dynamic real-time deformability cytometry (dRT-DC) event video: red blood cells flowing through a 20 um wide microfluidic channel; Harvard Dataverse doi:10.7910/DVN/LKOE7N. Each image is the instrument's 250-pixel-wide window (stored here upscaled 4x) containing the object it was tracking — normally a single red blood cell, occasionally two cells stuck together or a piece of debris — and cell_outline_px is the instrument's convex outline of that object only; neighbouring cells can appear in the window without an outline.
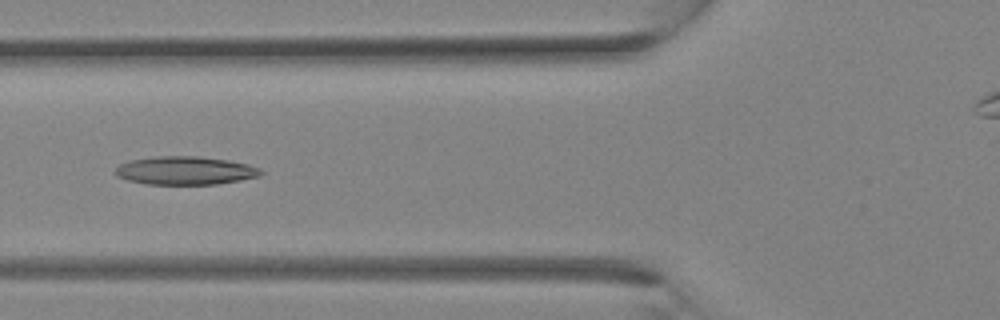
{"species": "Egyptian fruit bat (a non-hibernating species)", "species_latin": "Rousettus aegyptiacus", "temperature_condition": "room temperature", "stored_images_in_passage": 35, "camera_frame_rate_fps": 3000, "um_per_image_px": 0.085, "animal": {"sex": "female"}, "frame": {"image": 1, "passage_image": 13, "time_ms": 4.0, "image_size_px": [1000, 320], "cell_outline_px": [[264, 172], [260, 176], [240, 180], [216, 184], [144, 184], [128, 180], [116, 176], [112, 172], [120, 164], [132, 160], [152, 156], [196, 156], [228, 160], [248, 164], [260, 168]], "centroid_in_image_um": [15.73, 14.5], "position_along_channel_um": 110.1, "area_um2": 24.1}}
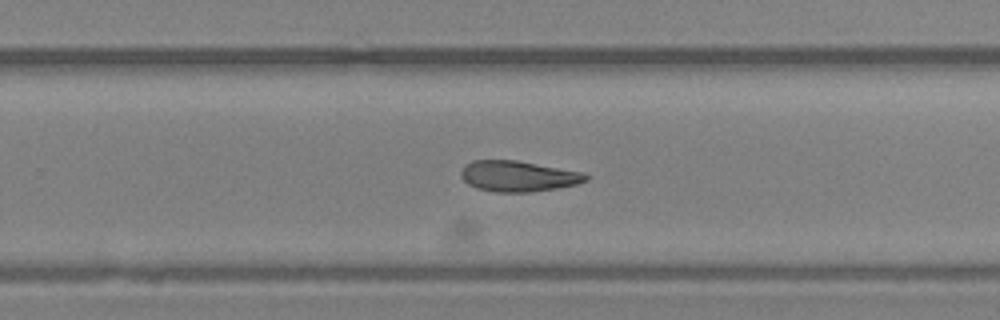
{"frame": {"image": 2, "passage_image": 22, "time_ms": 7.0, "image_size_px": [1000, 320], "cell_outline_px": [[592, 176], [588, 180], [576, 184], [556, 188], [528, 192], [496, 192], [476, 188], [468, 184], [460, 176], [460, 172], [464, 164], [472, 160], [516, 160], [584, 172]], "centroid_in_image_um": [44.04, 14.96], "position_along_channel_um": 285.8, "area_um2": 22.54}}
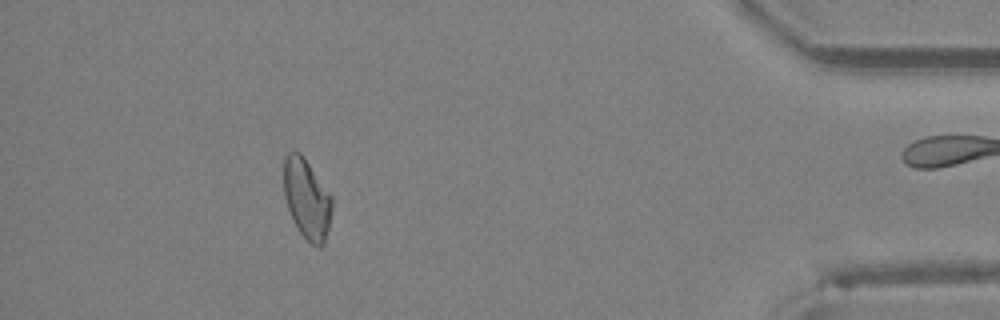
{"frame": {"image": 3, "passage_image": 31, "time_ms": 10.0, "image_size_px": [1000, 320], "cell_outline_px": [[332, 208], [328, 228], [324, 244], [320, 248], [316, 248], [300, 232], [292, 220], [284, 196], [284, 156], [288, 152], [300, 152], [304, 156], [332, 196]], "centroid_in_image_um": [26.08, 16.89], "position_along_channel_um": 409.1, "area_um2": 22.54}}